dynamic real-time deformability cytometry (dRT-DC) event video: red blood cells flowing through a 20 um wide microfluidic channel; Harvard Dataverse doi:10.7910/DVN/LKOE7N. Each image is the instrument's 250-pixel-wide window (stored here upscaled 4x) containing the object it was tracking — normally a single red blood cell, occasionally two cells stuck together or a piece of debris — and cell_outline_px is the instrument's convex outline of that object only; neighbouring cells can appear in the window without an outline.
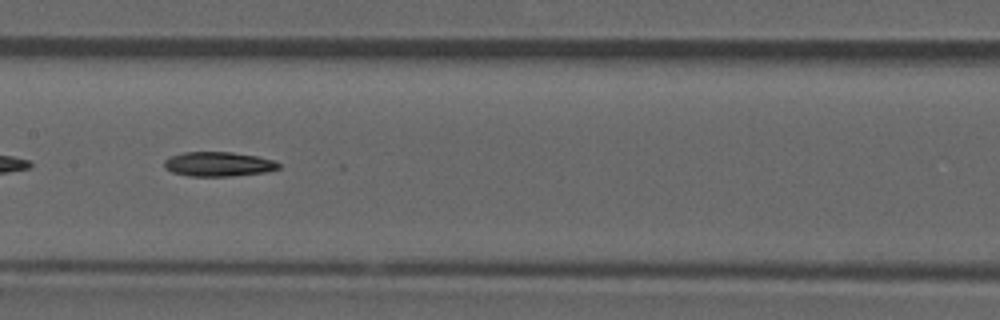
{"species": "common noctule bat (a hibernating species)", "species_latin": "Nyctalus noctula", "temperature_condition": "room temperature", "stored_images_in_passage": 47, "camera_frame_rate_fps": 3000, "um_per_image_px": 0.085, "animal": {"sex": "male", "forearm_length_mm": 52.5}, "frame": {"image": 1, "passage_image": 21, "time_ms": 6.667, "image_size_px": [1000, 320], "cell_outline_px": [[280, 168], [264, 172], [232, 176], [188, 176], [172, 172], [164, 168], [164, 160], [168, 156], [184, 152], [232, 152], [256, 156], [272, 160], [280, 164]], "centroid_in_image_um": [18.51, 13.95], "position_along_channel_um": 188.9, "area_um2": 16.36}}
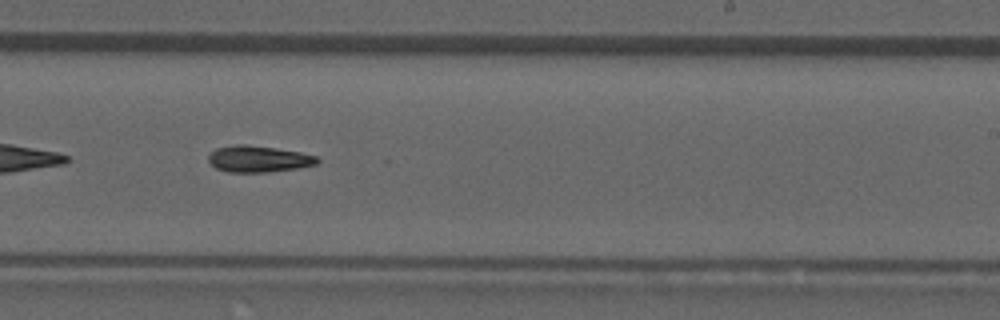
{"frame": {"image": 2, "passage_image": 27, "time_ms": 8.667, "image_size_px": [1000, 320], "cell_outline_px": [[320, 160], [316, 164], [300, 168], [268, 172], [228, 172], [216, 168], [208, 160], [208, 156], [216, 148], [236, 144], [244, 144], [300, 152], [316, 156]], "centroid_in_image_um": [21.97, 13.52], "position_along_channel_um": 267.0, "area_um2": 16.65}, "authors_computed_cell_mechanics": {"area_um2": 16.5308, "velocity_mm_per_s": 3.9486, "shape_relaxation_time_tau1_ms": 5.0762, "shape_relaxation_time_tau2_ms": null, "deformation_change_tau1": 0.1604, "deformation_change_tau2": null}}